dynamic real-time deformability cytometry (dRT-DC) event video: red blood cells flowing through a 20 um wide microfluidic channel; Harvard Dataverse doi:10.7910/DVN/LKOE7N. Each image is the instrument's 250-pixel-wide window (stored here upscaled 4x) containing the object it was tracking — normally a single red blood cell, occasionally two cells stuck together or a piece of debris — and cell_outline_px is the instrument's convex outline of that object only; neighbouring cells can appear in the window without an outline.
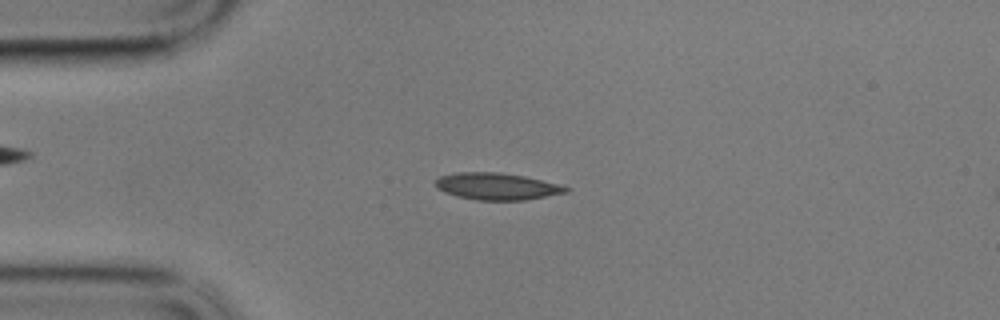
{"species": "common noctule bat (a hibernating species)", "species_latin": "Nyctalus noctula", "temperature_condition": "cold", "stored_images_in_passage": 58, "camera_frame_rate_fps": 3000, "um_per_image_px": 0.085, "animal": {"sex": "male", "body_mass_g": 17.9}, "frame": {"image": 1, "passage_image": 14, "time_ms": 4.333, "image_size_px": [1000, 320], "cell_outline_px": [[572, 188], [568, 192], [524, 200], [476, 200], [456, 196], [444, 192], [436, 188], [436, 180], [440, 176], [456, 172], [500, 172], [524, 176], [564, 184]], "centroid_in_image_um": [42.28, 15.83], "position_along_channel_um": 42.7, "area_um2": 20.69}}
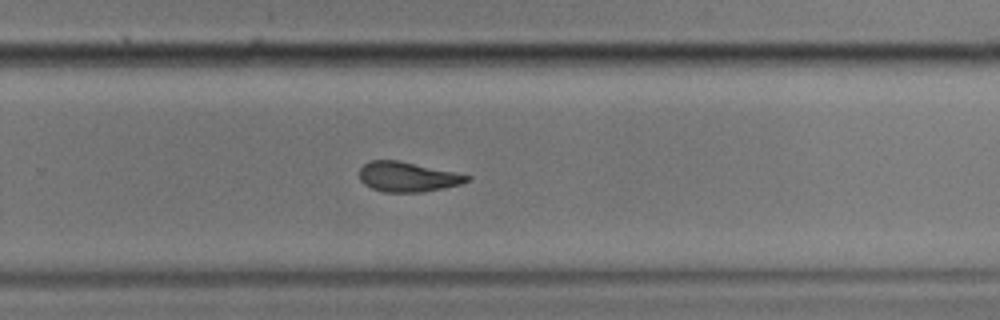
{"frame": {"image": 2, "passage_image": 38, "time_ms": 12.333, "image_size_px": [1000, 320], "cell_outline_px": [[472, 180], [460, 184], [420, 192], [384, 192], [372, 188], [364, 184], [360, 180], [360, 168], [368, 160], [400, 160], [472, 176]], "centroid_in_image_um": [34.63, 15.02], "position_along_channel_um": 295.2, "area_um2": 18.67}}
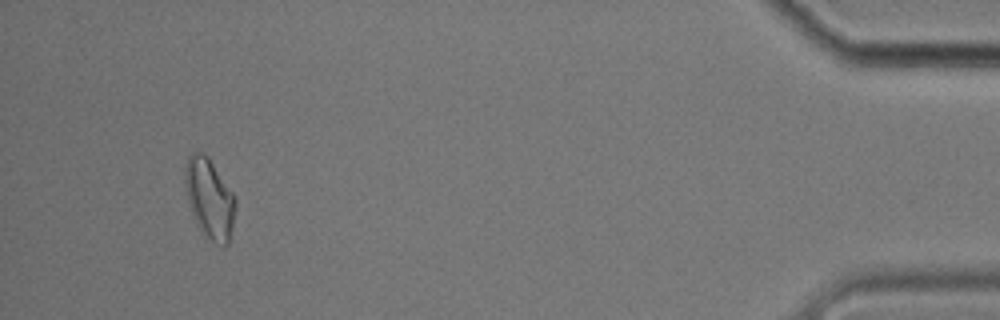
{"frame": {"image": 3, "passage_image": 55, "time_ms": 18.0, "image_size_px": [1000, 320], "cell_outline_px": [[236, 204], [232, 228], [228, 244], [224, 248], [216, 244], [204, 236], [200, 232], [188, 204], [184, 184], [184, 168], [188, 156], [192, 152], [204, 152], [208, 156], [232, 192], [236, 200]], "centroid_in_image_um": [17.78, 16.89], "position_along_channel_um": 417.4, "area_um2": 23.87}, "authors_computed_cell_mechanics": {"area_um2": 19.652, "velocity_mm_per_s": 3.3944, "shape_relaxation_time_tau1_ms": 5.1129, "shape_relaxation_time_tau2_ms": 3.507, "deformation_change_tau1": 0.1552, "deformation_change_tau2": 0.0993}}